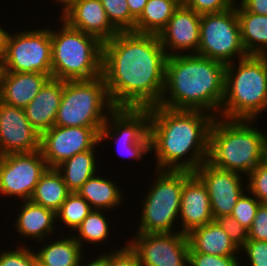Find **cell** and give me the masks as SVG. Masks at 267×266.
<instances>
[{"label": "cell", "mask_w": 267, "mask_h": 266, "mask_svg": "<svg viewBox=\"0 0 267 266\" xmlns=\"http://www.w3.org/2000/svg\"><path fill=\"white\" fill-rule=\"evenodd\" d=\"M167 54L158 35L119 32L103 43L102 76L115 108L159 105Z\"/></svg>", "instance_id": "obj_1"}, {"label": "cell", "mask_w": 267, "mask_h": 266, "mask_svg": "<svg viewBox=\"0 0 267 266\" xmlns=\"http://www.w3.org/2000/svg\"><path fill=\"white\" fill-rule=\"evenodd\" d=\"M149 111L154 169L194 172L208 160L209 132L215 116L203 110L159 105L150 107Z\"/></svg>", "instance_id": "obj_2"}, {"label": "cell", "mask_w": 267, "mask_h": 266, "mask_svg": "<svg viewBox=\"0 0 267 266\" xmlns=\"http://www.w3.org/2000/svg\"><path fill=\"white\" fill-rule=\"evenodd\" d=\"M225 70L224 63L197 54L167 56L159 106L203 110L219 117L225 94Z\"/></svg>", "instance_id": "obj_3"}, {"label": "cell", "mask_w": 267, "mask_h": 266, "mask_svg": "<svg viewBox=\"0 0 267 266\" xmlns=\"http://www.w3.org/2000/svg\"><path fill=\"white\" fill-rule=\"evenodd\" d=\"M257 122L215 117L209 132L207 161L214 167L247 177L267 158V131L263 132Z\"/></svg>", "instance_id": "obj_4"}, {"label": "cell", "mask_w": 267, "mask_h": 266, "mask_svg": "<svg viewBox=\"0 0 267 266\" xmlns=\"http://www.w3.org/2000/svg\"><path fill=\"white\" fill-rule=\"evenodd\" d=\"M267 112V67L257 55L226 64L225 94L219 117L262 119ZM261 117V118H259Z\"/></svg>", "instance_id": "obj_5"}, {"label": "cell", "mask_w": 267, "mask_h": 266, "mask_svg": "<svg viewBox=\"0 0 267 266\" xmlns=\"http://www.w3.org/2000/svg\"><path fill=\"white\" fill-rule=\"evenodd\" d=\"M51 25L52 78L88 80L102 75L103 43L59 18ZM60 27V28H59ZM54 29V30H53Z\"/></svg>", "instance_id": "obj_6"}, {"label": "cell", "mask_w": 267, "mask_h": 266, "mask_svg": "<svg viewBox=\"0 0 267 266\" xmlns=\"http://www.w3.org/2000/svg\"><path fill=\"white\" fill-rule=\"evenodd\" d=\"M145 196H141L139 224L134 233L179 232V210L184 182L193 174L186 170H157Z\"/></svg>", "instance_id": "obj_7"}, {"label": "cell", "mask_w": 267, "mask_h": 266, "mask_svg": "<svg viewBox=\"0 0 267 266\" xmlns=\"http://www.w3.org/2000/svg\"><path fill=\"white\" fill-rule=\"evenodd\" d=\"M114 109L102 75L88 80L64 81L54 126L103 127Z\"/></svg>", "instance_id": "obj_8"}, {"label": "cell", "mask_w": 267, "mask_h": 266, "mask_svg": "<svg viewBox=\"0 0 267 266\" xmlns=\"http://www.w3.org/2000/svg\"><path fill=\"white\" fill-rule=\"evenodd\" d=\"M149 122V108H115L100 130L99 143L116 140L117 153L139 163L151 155Z\"/></svg>", "instance_id": "obj_9"}, {"label": "cell", "mask_w": 267, "mask_h": 266, "mask_svg": "<svg viewBox=\"0 0 267 266\" xmlns=\"http://www.w3.org/2000/svg\"><path fill=\"white\" fill-rule=\"evenodd\" d=\"M22 29L6 34L2 72H40L52 78L51 27Z\"/></svg>", "instance_id": "obj_10"}, {"label": "cell", "mask_w": 267, "mask_h": 266, "mask_svg": "<svg viewBox=\"0 0 267 266\" xmlns=\"http://www.w3.org/2000/svg\"><path fill=\"white\" fill-rule=\"evenodd\" d=\"M197 55L226 64L245 58L235 7L201 15Z\"/></svg>", "instance_id": "obj_11"}, {"label": "cell", "mask_w": 267, "mask_h": 266, "mask_svg": "<svg viewBox=\"0 0 267 266\" xmlns=\"http://www.w3.org/2000/svg\"><path fill=\"white\" fill-rule=\"evenodd\" d=\"M48 165L40 150L0 156V198L30 200ZM11 197V198H10Z\"/></svg>", "instance_id": "obj_12"}, {"label": "cell", "mask_w": 267, "mask_h": 266, "mask_svg": "<svg viewBox=\"0 0 267 266\" xmlns=\"http://www.w3.org/2000/svg\"><path fill=\"white\" fill-rule=\"evenodd\" d=\"M132 237L126 242L137 253L141 266H189L187 234L133 233Z\"/></svg>", "instance_id": "obj_13"}, {"label": "cell", "mask_w": 267, "mask_h": 266, "mask_svg": "<svg viewBox=\"0 0 267 266\" xmlns=\"http://www.w3.org/2000/svg\"><path fill=\"white\" fill-rule=\"evenodd\" d=\"M102 127L53 126L43 132L40 151L49 168H56L77 153L92 149L99 142Z\"/></svg>", "instance_id": "obj_14"}, {"label": "cell", "mask_w": 267, "mask_h": 266, "mask_svg": "<svg viewBox=\"0 0 267 266\" xmlns=\"http://www.w3.org/2000/svg\"><path fill=\"white\" fill-rule=\"evenodd\" d=\"M193 173L208 191L214 219L231 215L238 199L247 190V178L239 173L214 167L208 161L202 163Z\"/></svg>", "instance_id": "obj_15"}, {"label": "cell", "mask_w": 267, "mask_h": 266, "mask_svg": "<svg viewBox=\"0 0 267 266\" xmlns=\"http://www.w3.org/2000/svg\"><path fill=\"white\" fill-rule=\"evenodd\" d=\"M41 135L30 124L24 108L0 101V156L40 150Z\"/></svg>", "instance_id": "obj_16"}, {"label": "cell", "mask_w": 267, "mask_h": 266, "mask_svg": "<svg viewBox=\"0 0 267 266\" xmlns=\"http://www.w3.org/2000/svg\"><path fill=\"white\" fill-rule=\"evenodd\" d=\"M200 20L201 14L196 13L183 2L179 5L158 35L167 56L197 54L200 41Z\"/></svg>", "instance_id": "obj_17"}, {"label": "cell", "mask_w": 267, "mask_h": 266, "mask_svg": "<svg viewBox=\"0 0 267 266\" xmlns=\"http://www.w3.org/2000/svg\"><path fill=\"white\" fill-rule=\"evenodd\" d=\"M213 220L208 191L193 173L183 184L179 210V232L189 234L193 229Z\"/></svg>", "instance_id": "obj_18"}, {"label": "cell", "mask_w": 267, "mask_h": 266, "mask_svg": "<svg viewBox=\"0 0 267 266\" xmlns=\"http://www.w3.org/2000/svg\"><path fill=\"white\" fill-rule=\"evenodd\" d=\"M20 203V204H19ZM18 204V205H17ZM14 209L18 213L14 217L13 228L19 239L33 240V244L57 235L59 228L56 223V213L53 210L37 205L30 200L17 202ZM58 229V230H55ZM55 233V234H54Z\"/></svg>", "instance_id": "obj_19"}, {"label": "cell", "mask_w": 267, "mask_h": 266, "mask_svg": "<svg viewBox=\"0 0 267 266\" xmlns=\"http://www.w3.org/2000/svg\"><path fill=\"white\" fill-rule=\"evenodd\" d=\"M60 18L70 27L95 36L102 43L119 33L109 21L101 0H79Z\"/></svg>", "instance_id": "obj_20"}, {"label": "cell", "mask_w": 267, "mask_h": 266, "mask_svg": "<svg viewBox=\"0 0 267 266\" xmlns=\"http://www.w3.org/2000/svg\"><path fill=\"white\" fill-rule=\"evenodd\" d=\"M50 78L40 72H1L0 101L25 108Z\"/></svg>", "instance_id": "obj_21"}, {"label": "cell", "mask_w": 267, "mask_h": 266, "mask_svg": "<svg viewBox=\"0 0 267 266\" xmlns=\"http://www.w3.org/2000/svg\"><path fill=\"white\" fill-rule=\"evenodd\" d=\"M63 89V80L50 78L35 98L24 108L31 126L40 135L54 126Z\"/></svg>", "instance_id": "obj_22"}, {"label": "cell", "mask_w": 267, "mask_h": 266, "mask_svg": "<svg viewBox=\"0 0 267 266\" xmlns=\"http://www.w3.org/2000/svg\"><path fill=\"white\" fill-rule=\"evenodd\" d=\"M57 234L60 237L55 235L53 240V237H50L38 242L37 248L33 246L37 264L39 266H79L85 253L80 243L74 239L73 233L65 234L61 231Z\"/></svg>", "instance_id": "obj_23"}, {"label": "cell", "mask_w": 267, "mask_h": 266, "mask_svg": "<svg viewBox=\"0 0 267 266\" xmlns=\"http://www.w3.org/2000/svg\"><path fill=\"white\" fill-rule=\"evenodd\" d=\"M102 172L98 171L90 177L77 193L90 204L92 209L109 212L123 209L126 200L124 190L119 188L121 185L118 186L114 179H111L112 176L109 178L108 174L105 176Z\"/></svg>", "instance_id": "obj_24"}, {"label": "cell", "mask_w": 267, "mask_h": 266, "mask_svg": "<svg viewBox=\"0 0 267 266\" xmlns=\"http://www.w3.org/2000/svg\"><path fill=\"white\" fill-rule=\"evenodd\" d=\"M187 236L190 246L189 253L241 257L240 249L215 220L193 229Z\"/></svg>", "instance_id": "obj_25"}, {"label": "cell", "mask_w": 267, "mask_h": 266, "mask_svg": "<svg viewBox=\"0 0 267 266\" xmlns=\"http://www.w3.org/2000/svg\"><path fill=\"white\" fill-rule=\"evenodd\" d=\"M99 146L102 145L98 142L92 149L77 153L56 167L70 192H77L90 177L102 169L101 160L97 159L100 158L97 153Z\"/></svg>", "instance_id": "obj_26"}, {"label": "cell", "mask_w": 267, "mask_h": 266, "mask_svg": "<svg viewBox=\"0 0 267 266\" xmlns=\"http://www.w3.org/2000/svg\"><path fill=\"white\" fill-rule=\"evenodd\" d=\"M236 12L241 40L247 55H259L267 48V15L248 12L238 1Z\"/></svg>", "instance_id": "obj_27"}, {"label": "cell", "mask_w": 267, "mask_h": 266, "mask_svg": "<svg viewBox=\"0 0 267 266\" xmlns=\"http://www.w3.org/2000/svg\"><path fill=\"white\" fill-rule=\"evenodd\" d=\"M69 193L62 175L56 168H48L37 183L30 201L56 213Z\"/></svg>", "instance_id": "obj_28"}, {"label": "cell", "mask_w": 267, "mask_h": 266, "mask_svg": "<svg viewBox=\"0 0 267 266\" xmlns=\"http://www.w3.org/2000/svg\"><path fill=\"white\" fill-rule=\"evenodd\" d=\"M108 212L109 211L93 209L73 232L74 234L72 236L80 243L84 250L86 249L85 245L88 243L89 246L94 245L99 251L101 250L104 252L102 250L103 248H98L100 247L99 245L103 243L102 246H106L104 243L107 241L110 242V236H114L112 235L113 232H110L113 230L111 229L113 226L110 225L112 222L109 220L112 216L106 217L111 215V212L109 214Z\"/></svg>", "instance_id": "obj_29"}, {"label": "cell", "mask_w": 267, "mask_h": 266, "mask_svg": "<svg viewBox=\"0 0 267 266\" xmlns=\"http://www.w3.org/2000/svg\"><path fill=\"white\" fill-rule=\"evenodd\" d=\"M181 3L182 0H148L134 32L159 35Z\"/></svg>", "instance_id": "obj_30"}, {"label": "cell", "mask_w": 267, "mask_h": 266, "mask_svg": "<svg viewBox=\"0 0 267 266\" xmlns=\"http://www.w3.org/2000/svg\"><path fill=\"white\" fill-rule=\"evenodd\" d=\"M92 210L90 204L77 192H70L56 212L57 227L61 225L60 230L69 228L67 233L74 232Z\"/></svg>", "instance_id": "obj_31"}, {"label": "cell", "mask_w": 267, "mask_h": 266, "mask_svg": "<svg viewBox=\"0 0 267 266\" xmlns=\"http://www.w3.org/2000/svg\"><path fill=\"white\" fill-rule=\"evenodd\" d=\"M112 26L118 32H134L136 19L130 14L127 0H101Z\"/></svg>", "instance_id": "obj_32"}, {"label": "cell", "mask_w": 267, "mask_h": 266, "mask_svg": "<svg viewBox=\"0 0 267 266\" xmlns=\"http://www.w3.org/2000/svg\"><path fill=\"white\" fill-rule=\"evenodd\" d=\"M17 245L13 248L9 245L10 249H0V266H36L37 258L33 246L29 247L21 241Z\"/></svg>", "instance_id": "obj_33"}, {"label": "cell", "mask_w": 267, "mask_h": 266, "mask_svg": "<svg viewBox=\"0 0 267 266\" xmlns=\"http://www.w3.org/2000/svg\"><path fill=\"white\" fill-rule=\"evenodd\" d=\"M261 202L246 190L238 199L232 210L233 216L243 227L250 229Z\"/></svg>", "instance_id": "obj_34"}, {"label": "cell", "mask_w": 267, "mask_h": 266, "mask_svg": "<svg viewBox=\"0 0 267 266\" xmlns=\"http://www.w3.org/2000/svg\"><path fill=\"white\" fill-rule=\"evenodd\" d=\"M247 190L261 203H267V158L246 177Z\"/></svg>", "instance_id": "obj_35"}, {"label": "cell", "mask_w": 267, "mask_h": 266, "mask_svg": "<svg viewBox=\"0 0 267 266\" xmlns=\"http://www.w3.org/2000/svg\"><path fill=\"white\" fill-rule=\"evenodd\" d=\"M240 254L246 260L241 257V263L246 262L247 266H267V241L247 240Z\"/></svg>", "instance_id": "obj_36"}, {"label": "cell", "mask_w": 267, "mask_h": 266, "mask_svg": "<svg viewBox=\"0 0 267 266\" xmlns=\"http://www.w3.org/2000/svg\"><path fill=\"white\" fill-rule=\"evenodd\" d=\"M225 230L230 240L241 249L248 240V229L243 227L233 216L224 215L214 219Z\"/></svg>", "instance_id": "obj_37"}, {"label": "cell", "mask_w": 267, "mask_h": 266, "mask_svg": "<svg viewBox=\"0 0 267 266\" xmlns=\"http://www.w3.org/2000/svg\"><path fill=\"white\" fill-rule=\"evenodd\" d=\"M198 14L218 13L235 7L237 0H182Z\"/></svg>", "instance_id": "obj_38"}, {"label": "cell", "mask_w": 267, "mask_h": 266, "mask_svg": "<svg viewBox=\"0 0 267 266\" xmlns=\"http://www.w3.org/2000/svg\"><path fill=\"white\" fill-rule=\"evenodd\" d=\"M241 257L189 253V266H241Z\"/></svg>", "instance_id": "obj_39"}, {"label": "cell", "mask_w": 267, "mask_h": 266, "mask_svg": "<svg viewBox=\"0 0 267 266\" xmlns=\"http://www.w3.org/2000/svg\"><path fill=\"white\" fill-rule=\"evenodd\" d=\"M125 244H120L112 251L110 250V262L111 266H141L139 257L137 253L130 247L127 242Z\"/></svg>", "instance_id": "obj_40"}, {"label": "cell", "mask_w": 267, "mask_h": 266, "mask_svg": "<svg viewBox=\"0 0 267 266\" xmlns=\"http://www.w3.org/2000/svg\"><path fill=\"white\" fill-rule=\"evenodd\" d=\"M248 240L267 241V203H261L257 209Z\"/></svg>", "instance_id": "obj_41"}, {"label": "cell", "mask_w": 267, "mask_h": 266, "mask_svg": "<svg viewBox=\"0 0 267 266\" xmlns=\"http://www.w3.org/2000/svg\"><path fill=\"white\" fill-rule=\"evenodd\" d=\"M106 251H107L106 249L104 253L100 251V255L96 253V255L94 254V256L92 257L91 255H89L88 252L87 254L85 252L79 266H111L110 251L108 252ZM86 255H88V257L90 256L91 258L89 257V260H88L87 259L88 257Z\"/></svg>", "instance_id": "obj_42"}, {"label": "cell", "mask_w": 267, "mask_h": 266, "mask_svg": "<svg viewBox=\"0 0 267 266\" xmlns=\"http://www.w3.org/2000/svg\"><path fill=\"white\" fill-rule=\"evenodd\" d=\"M248 12L267 15V0H237Z\"/></svg>", "instance_id": "obj_43"}, {"label": "cell", "mask_w": 267, "mask_h": 266, "mask_svg": "<svg viewBox=\"0 0 267 266\" xmlns=\"http://www.w3.org/2000/svg\"><path fill=\"white\" fill-rule=\"evenodd\" d=\"M148 0H127L130 14L137 20L142 14Z\"/></svg>", "instance_id": "obj_44"}, {"label": "cell", "mask_w": 267, "mask_h": 266, "mask_svg": "<svg viewBox=\"0 0 267 266\" xmlns=\"http://www.w3.org/2000/svg\"><path fill=\"white\" fill-rule=\"evenodd\" d=\"M53 1L56 3V6L59 5V7H61L59 9L60 11H57L58 16L61 17L67 10H69L79 0H53Z\"/></svg>", "instance_id": "obj_45"}, {"label": "cell", "mask_w": 267, "mask_h": 266, "mask_svg": "<svg viewBox=\"0 0 267 266\" xmlns=\"http://www.w3.org/2000/svg\"><path fill=\"white\" fill-rule=\"evenodd\" d=\"M2 24L0 23V59L2 60L4 54V45H5V37L8 30H5Z\"/></svg>", "instance_id": "obj_46"}, {"label": "cell", "mask_w": 267, "mask_h": 266, "mask_svg": "<svg viewBox=\"0 0 267 266\" xmlns=\"http://www.w3.org/2000/svg\"><path fill=\"white\" fill-rule=\"evenodd\" d=\"M265 63V66L267 67V48L258 55Z\"/></svg>", "instance_id": "obj_47"}, {"label": "cell", "mask_w": 267, "mask_h": 266, "mask_svg": "<svg viewBox=\"0 0 267 266\" xmlns=\"http://www.w3.org/2000/svg\"><path fill=\"white\" fill-rule=\"evenodd\" d=\"M1 72H2V63H1V59H0V76H1Z\"/></svg>", "instance_id": "obj_48"}]
</instances>
